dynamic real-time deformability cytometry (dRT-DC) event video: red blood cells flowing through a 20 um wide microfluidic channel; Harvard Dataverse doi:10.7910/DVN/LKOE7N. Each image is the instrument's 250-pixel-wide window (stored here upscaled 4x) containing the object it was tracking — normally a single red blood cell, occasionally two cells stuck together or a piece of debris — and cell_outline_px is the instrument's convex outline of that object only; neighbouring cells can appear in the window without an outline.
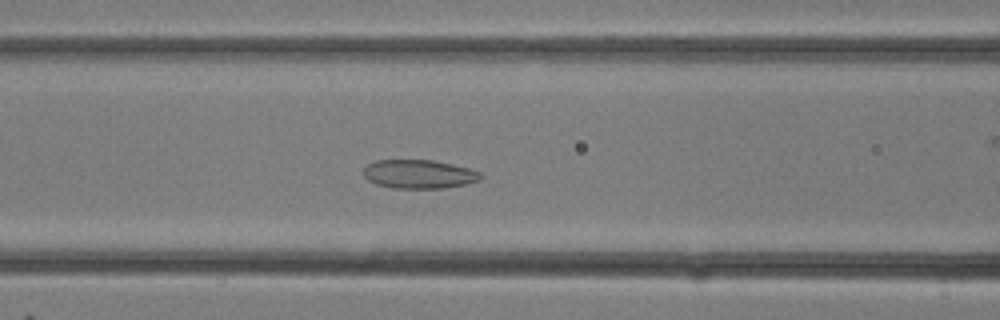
{"species": "common noctule bat (a hibernating species)", "species_latin": "Nyctalus noctula", "temperature_condition": "room temperature", "stored_images_in_passage": 33, "camera_frame_rate_fps": 3000, "um_per_image_px": 0.085, "animal": {"sex": "female"}, "frame": {"image": 1, "passage_image": 14, "time_ms": 4.333, "image_size_px": [1000, 320], "cell_outline_px": [[484, 176], [480, 180], [464, 184], [444, 188], [392, 188], [376, 184], [368, 180], [364, 176], [364, 168], [368, 164], [376, 160], [432, 160], [452, 164], [468, 168], [480, 172]], "centroid_in_image_um": [35.61, 14.8], "position_along_channel_um": 131.0, "area_um2": 19.59}}
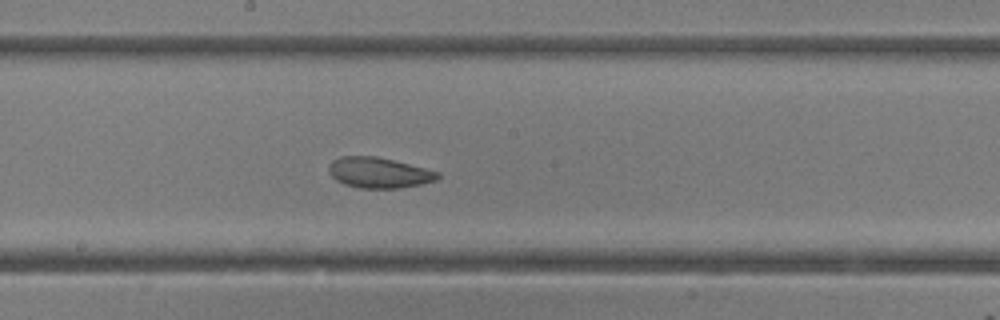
{"frame": {"image": 2, "passage_image": 18, "time_ms": 5.667, "image_size_px": [1000, 320], "cell_outline_px": [[440, 176], [436, 180], [420, 184], [400, 188], [360, 188], [344, 184], [336, 180], [328, 172], [328, 164], [332, 160], [340, 156], [376, 156], [440, 172]], "centroid_in_image_um": [32.16, 14.67], "position_along_channel_um": 216.0, "area_um2": 19.36}}
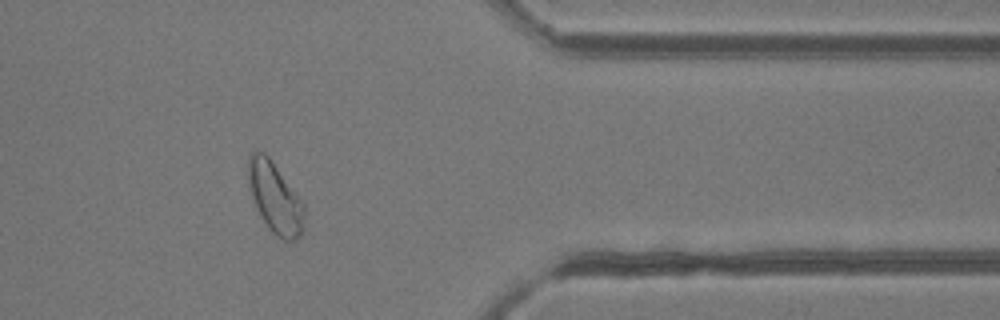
{"frame": {"image": 3, "passage_image": 27, "time_ms": 8.667, "image_size_px": [1000, 320], "cell_outline_px": [[304, 216], [300, 236], [296, 240], [284, 240], [272, 232], [268, 228], [260, 216], [256, 208], [252, 196], [248, 180], [248, 160], [252, 152], [264, 152], [268, 156], [304, 204]], "centroid_in_image_um": [23.36, 16.83], "position_along_channel_um": 388.0, "area_um2": 22.6}}